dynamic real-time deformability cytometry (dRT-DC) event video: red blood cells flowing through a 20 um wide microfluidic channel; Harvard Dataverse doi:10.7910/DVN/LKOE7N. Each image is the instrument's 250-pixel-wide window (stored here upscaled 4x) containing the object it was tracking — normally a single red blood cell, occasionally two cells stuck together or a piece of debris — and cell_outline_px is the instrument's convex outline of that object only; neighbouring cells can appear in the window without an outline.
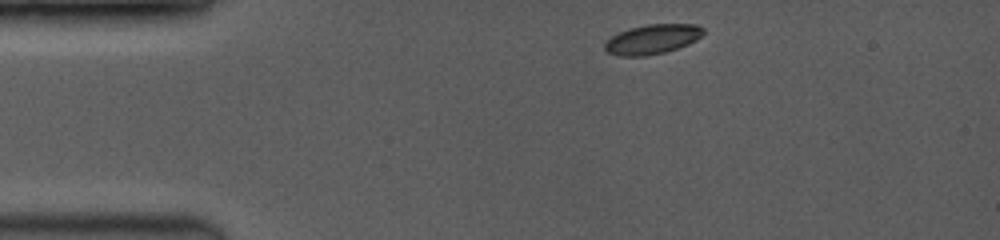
{"species": "common noctule bat (a hibernating species)", "species_latin": "Nyctalus noctula", "temperature_condition": "room temperature", "stored_images_in_passage": 22, "camera_frame_rate_fps": 3500, "um_per_image_px": 0.085, "animal": {"sex": "female", "body_mass_g": 19.0, "forearm_length_mm": 53.3}, "frame": {"image": 1, "passage_image": 1, "time_ms": 0.0, "image_size_px": [1000, 240], "cell_outline_px": [[704, 32], [696, 40], [688, 44], [664, 52], [648, 56], [616, 56], [608, 52], [604, 48], [604, 44], [612, 36], [620, 32], [632, 28], [648, 24], [696, 24], [704, 28]], "centroid_in_image_um": [55.45, 3.34], "position_along_channel_um": 29.5, "area_um2": 16.88}}
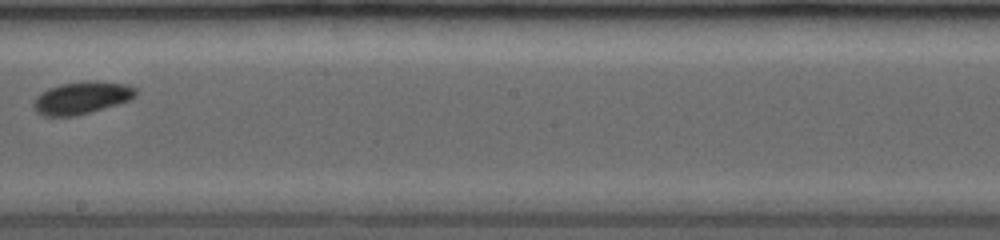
{"frame": {"image": 2, "passage_image": 13, "time_ms": 6.571, "image_size_px": [1000, 240], "cell_outline_px": [[136, 96], [128, 100], [116, 104], [76, 116], [44, 116], [36, 112], [32, 104], [36, 96], [40, 92], [48, 88], [60, 84], [80, 80], [96, 80], [128, 84], [136, 88]], "centroid_in_image_um": [6.91, 8.29], "position_along_channel_um": 241.3, "area_um2": 19.54}}
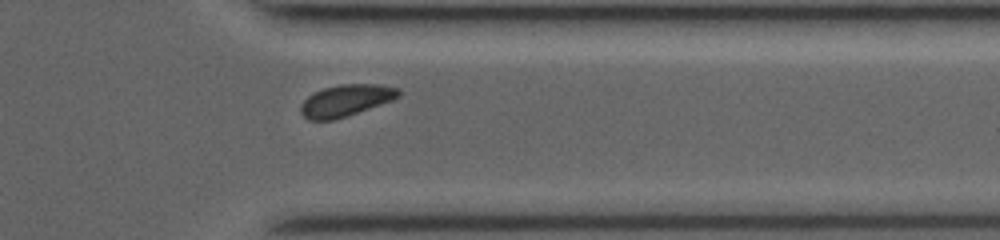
{"frame": {"image": 3, "passage_image": 22, "time_ms": 10.0, "image_size_px": [1000, 240], "cell_outline_px": [[400, 96], [392, 100], [332, 120], [308, 120], [300, 112], [300, 104], [308, 96], [324, 88], [340, 84], [380, 84], [400, 88]], "centroid_in_image_um": [29.39, 8.52], "position_along_channel_um": 382.0, "area_um2": 17.8}}